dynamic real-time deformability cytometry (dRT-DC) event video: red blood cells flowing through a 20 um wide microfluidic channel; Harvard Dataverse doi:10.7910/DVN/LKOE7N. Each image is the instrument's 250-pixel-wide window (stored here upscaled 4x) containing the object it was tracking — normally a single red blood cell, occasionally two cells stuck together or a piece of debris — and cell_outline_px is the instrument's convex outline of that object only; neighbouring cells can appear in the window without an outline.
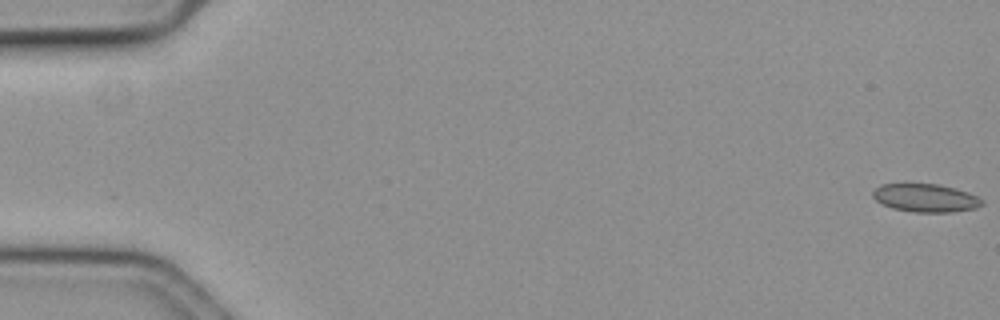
{"species": "common noctule bat (a hibernating species)", "species_latin": "Nyctalus noctula", "temperature_condition": "cold", "stored_images_in_passage": 59, "camera_frame_rate_fps": 3000, "um_per_image_px": 0.085, "animal": {"sex": "female", "body_mass_g": 19.3, "forearm_length_mm": 54.1}, "frame": {"image": 1, "passage_image": 1, "time_ms": 0.0, "image_size_px": [1000, 320], "cell_outline_px": [[984, 204], [976, 208], [952, 212], [916, 212], [892, 208], [876, 200], [872, 196], [872, 192], [880, 184], [936, 184], [968, 192], [984, 200]], "centroid_in_image_um": [78.68, 16.83], "position_along_channel_um": 6.3, "area_um2": 17.74}}
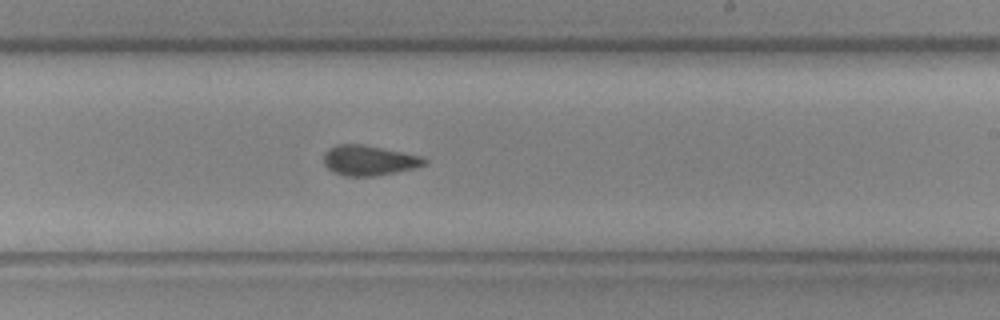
{"frame": {"image": 2, "passage_image": 36, "time_ms": 11.667, "image_size_px": [1000, 320], "cell_outline_px": [[428, 160], [424, 164], [412, 168], [372, 176], [344, 176], [332, 172], [324, 164], [324, 152], [328, 148], [336, 144], [360, 144], [420, 156]], "centroid_in_image_um": [31.27, 13.63], "position_along_channel_um": 257.7, "area_um2": 17.28}}
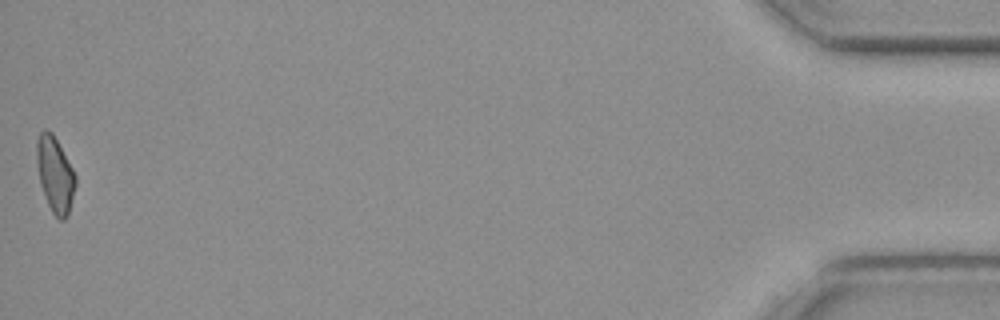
{"frame": {"image": 3, "passage_image": 59, "time_ms": 19.333, "image_size_px": [1000, 320], "cell_outline_px": [[76, 184], [68, 216], [64, 220], [60, 220], [52, 212], [48, 204], [40, 184], [36, 160], [36, 140], [40, 132], [44, 128], [52, 132], [72, 168], [76, 176]], "centroid_in_image_um": [4.67, 14.83], "position_along_channel_um": 430.5, "area_um2": 17.05}, "authors_computed_cell_mechanics": {"area_um2": 17.6868, "velocity_mm_per_s": 3.5866, "shape_relaxation_time_tau1_ms": null, "shape_relaxation_time_tau2_ms": 4.6368, "deformation_change_tau1": null, "deformation_change_tau2": 0.102}}